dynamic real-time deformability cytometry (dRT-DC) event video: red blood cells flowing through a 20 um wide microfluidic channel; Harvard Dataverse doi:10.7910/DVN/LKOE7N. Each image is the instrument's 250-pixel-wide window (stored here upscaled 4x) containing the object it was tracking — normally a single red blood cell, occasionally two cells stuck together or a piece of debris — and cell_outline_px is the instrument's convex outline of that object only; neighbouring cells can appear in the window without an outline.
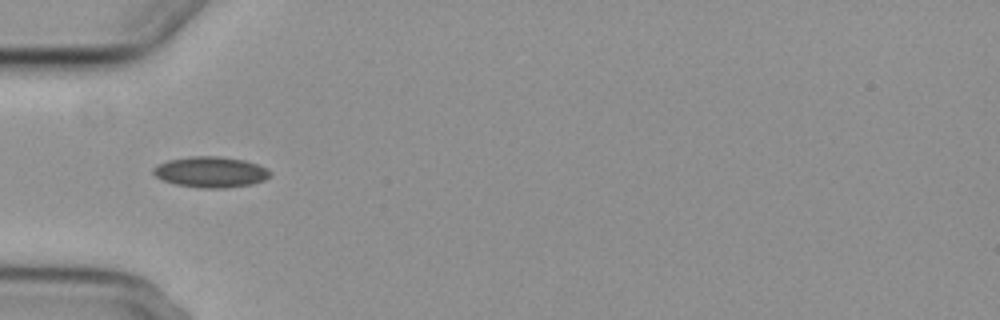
{"species": "common noctule bat (a hibernating species)", "species_latin": "Nyctalus noctula", "temperature_condition": "cold", "stored_images_in_passage": 3, "camera_frame_rate_fps": 3000, "um_per_image_px": 0.085, "animal": {"sex": "female", "body_mass_g": 29.2, "forearm_length_mm": 56.3}, "frame": {"image": 1, "passage_image": 1, "time_ms": 0.0, "image_size_px": [1000, 320], "cell_outline_px": [[272, 172], [264, 180], [252, 184], [228, 188], [200, 188], [176, 184], [160, 180], [152, 172], [152, 168], [156, 164], [168, 160], [192, 156], [216, 156], [244, 160], [268, 168]], "centroid_in_image_um": [17.88, 14.63], "position_along_channel_um": 67.1, "area_um2": 21.1}}
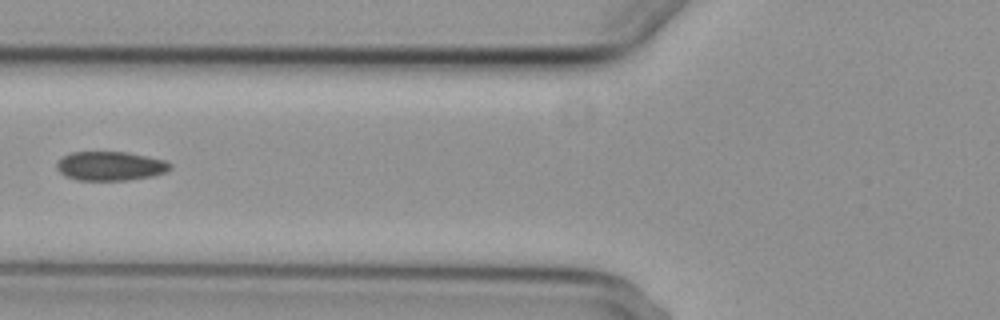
{"frame": {"image": 2, "passage_image": 2, "time_ms": 1.333, "image_size_px": [1000, 320], "cell_outline_px": [[172, 168], [164, 172], [152, 176], [128, 180], [76, 180], [64, 176], [56, 168], [56, 164], [64, 156], [72, 152], [128, 152], [164, 160], [172, 164]], "centroid_in_image_um": [9.37, 14.11], "position_along_channel_um": 116.4, "area_um2": 19.19}}
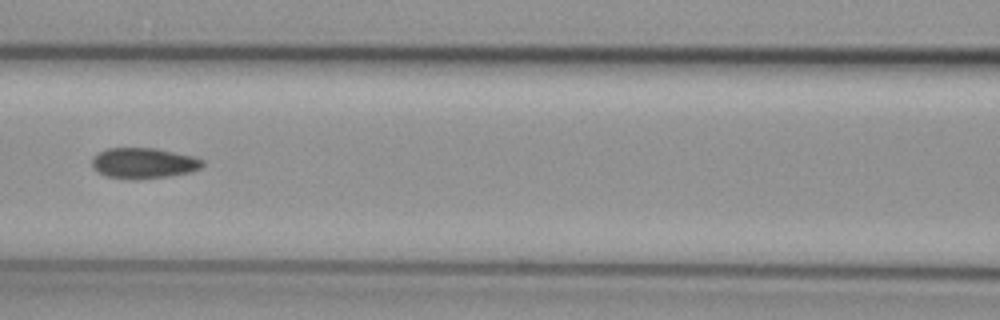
{"frame": {"image": 3, "passage_image": 3, "time_ms": 2.333, "image_size_px": [1000, 320], "cell_outline_px": [[204, 164], [200, 168], [188, 172], [168, 176], [140, 180], [136, 180], [104, 176], [96, 172], [92, 168], [92, 156], [96, 152], [108, 148], [156, 148], [192, 156], [204, 160]], "centroid_in_image_um": [12.13, 13.87], "position_along_channel_um": 154.5, "area_um2": 20.0}}